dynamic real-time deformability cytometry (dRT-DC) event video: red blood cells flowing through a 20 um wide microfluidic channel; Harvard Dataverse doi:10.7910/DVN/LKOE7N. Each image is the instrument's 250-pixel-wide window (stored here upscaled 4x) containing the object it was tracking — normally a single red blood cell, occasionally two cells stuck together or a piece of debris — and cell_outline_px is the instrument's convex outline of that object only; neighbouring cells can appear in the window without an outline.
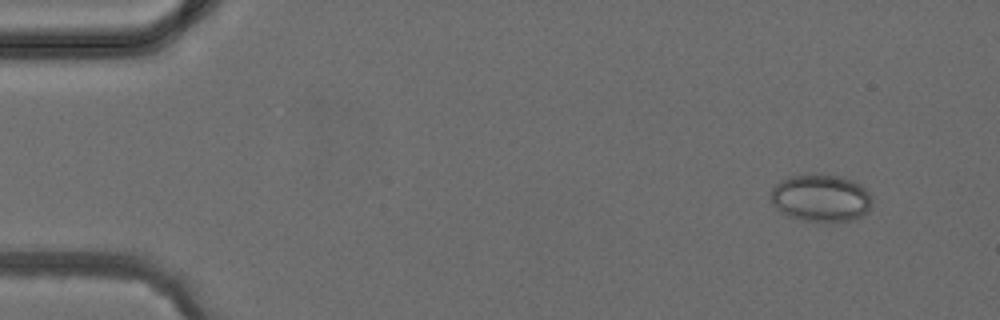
{"species": "common noctule bat (a hibernating species)", "species_latin": "Nyctalus noctula", "temperature_condition": "cold", "stored_images_in_passage": 4, "camera_frame_rate_fps": 3000, "um_per_image_px": 0.085, "animal": {"sex": "female", "body_mass_g": 24.6, "forearm_length_mm": 56.2}, "frame": {"image": 1, "passage_image": 1, "time_ms": 0.0, "image_size_px": [1000, 320], "cell_outline_px": [[872, 204], [860, 216], [852, 220], [804, 220], [788, 216], [776, 208], [772, 204], [772, 188], [780, 180], [788, 176], [812, 172], [820, 172], [840, 176], [852, 180], [860, 184], [868, 192], [872, 200]], "centroid_in_image_um": [69.74, 16.76], "position_along_channel_um": 15.3, "area_um2": 27.98}}